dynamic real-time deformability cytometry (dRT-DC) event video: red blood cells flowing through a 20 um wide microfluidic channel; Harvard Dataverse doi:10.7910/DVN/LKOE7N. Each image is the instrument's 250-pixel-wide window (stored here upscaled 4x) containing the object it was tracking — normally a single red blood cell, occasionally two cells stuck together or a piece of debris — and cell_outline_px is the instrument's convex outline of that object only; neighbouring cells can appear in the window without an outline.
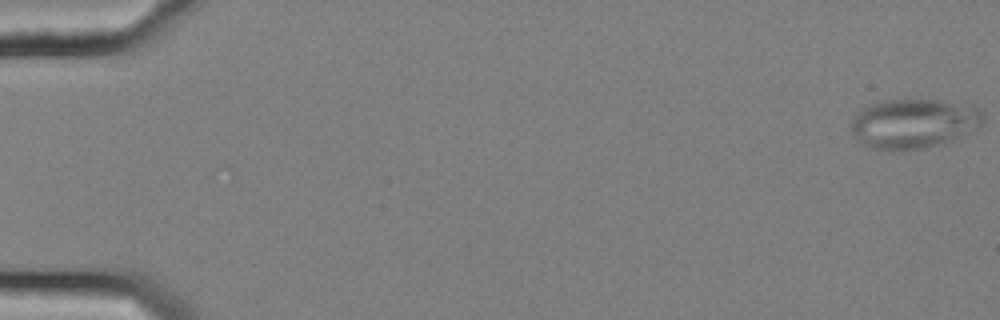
{"species": "common noctule bat (a hibernating species)", "species_latin": "Nyctalus noctula", "temperature_condition": "cold", "stored_images_in_passage": 57, "camera_frame_rate_fps": 3000, "um_per_image_px": 0.085, "animal": {"sex": "female", "body_mass_g": 25.1}, "frame": {"image": 1, "passage_image": 1, "time_ms": 0.0, "image_size_px": [1000, 320], "cell_outline_px": [[984, 120], [980, 124], [940, 144], [924, 148], [872, 148], [864, 144], [852, 136], [852, 120], [864, 108], [872, 104], [884, 100], [940, 100], [976, 108], [984, 116]], "centroid_in_image_um": [77.6, 10.47], "position_along_channel_um": 7.4, "area_um2": 36.47}}